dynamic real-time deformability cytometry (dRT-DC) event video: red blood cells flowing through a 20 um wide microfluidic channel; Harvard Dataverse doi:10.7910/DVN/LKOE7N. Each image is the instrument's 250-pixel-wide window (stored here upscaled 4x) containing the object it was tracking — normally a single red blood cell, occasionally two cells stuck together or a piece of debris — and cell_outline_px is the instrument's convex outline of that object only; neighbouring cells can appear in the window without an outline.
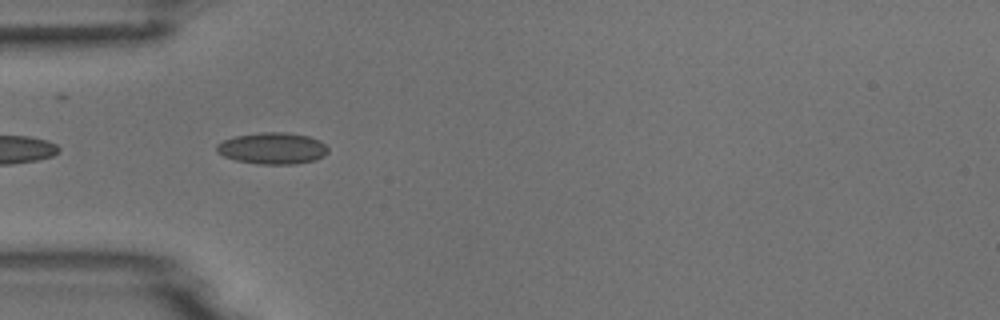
{"species": "common noctule bat (a hibernating species)", "species_latin": "Nyctalus noctula", "temperature_condition": "room temperature", "stored_images_in_passage": 6, "camera_frame_rate_fps": 3000, "um_per_image_px": 0.085, "animal": {"sex": "male", "body_mass_g": 18.8}, "frame": {"image": 1, "passage_image": 5, "time_ms": 4.667, "image_size_px": [1000, 320], "cell_outline_px": [[328, 152], [324, 156], [316, 160], [296, 164], [260, 164], [236, 160], [224, 156], [216, 152], [216, 144], [224, 140], [236, 136], [260, 132], [284, 132], [308, 136], [320, 140], [328, 148]], "centroid_in_image_um": [23.17, 12.61], "position_along_channel_um": 61.8, "area_um2": 20.52}}
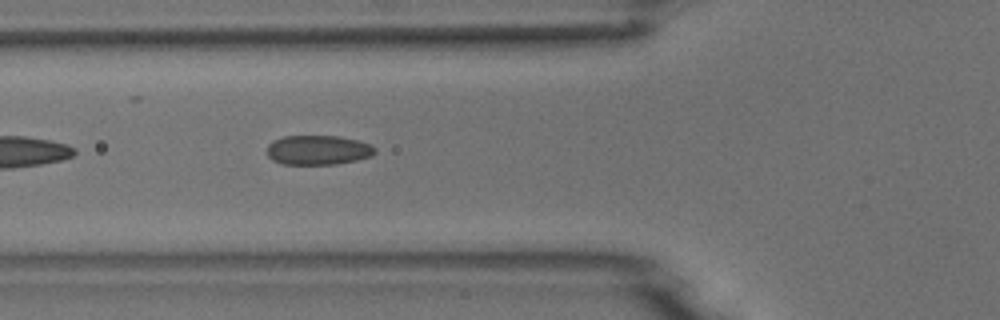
{"frame": {"image": 2, "passage_image": 6, "time_ms": 5.667, "image_size_px": [1000, 320], "cell_outline_px": [[376, 152], [372, 156], [356, 160], [336, 164], [284, 164], [272, 160], [268, 156], [268, 144], [272, 140], [284, 136], [340, 136], [372, 144], [376, 148]], "centroid_in_image_um": [27.05, 12.75], "position_along_channel_um": 98.7, "area_um2": 18.67}}